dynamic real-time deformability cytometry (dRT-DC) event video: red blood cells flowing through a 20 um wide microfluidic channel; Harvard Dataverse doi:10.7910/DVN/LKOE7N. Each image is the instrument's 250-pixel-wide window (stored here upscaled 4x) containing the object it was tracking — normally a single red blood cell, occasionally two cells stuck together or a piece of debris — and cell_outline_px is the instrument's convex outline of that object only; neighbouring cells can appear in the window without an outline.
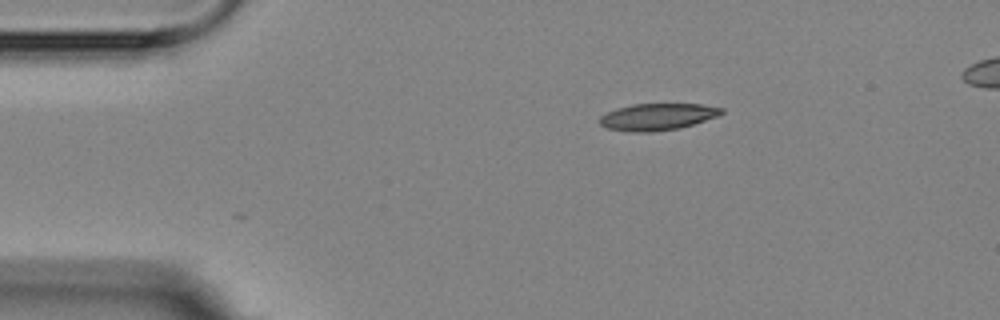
{"species": "Egyptian fruit bat (a non-hibernating species)", "species_latin": "Rousettus aegyptiacus", "temperature_condition": "room temperature", "stored_images_in_passage": 4, "camera_frame_rate_fps": 3000, "um_per_image_px": 0.085, "animal": {"sex": "female"}, "frame": {"image": 1, "passage_image": 1, "time_ms": 0.0, "image_size_px": [1000, 320], "cell_outline_px": [[724, 112], [716, 116], [680, 128], [652, 132], [628, 132], [608, 128], [600, 124], [600, 116], [616, 108], [632, 104], [704, 104], [724, 108]], "centroid_in_image_um": [55.87, 9.92], "position_along_channel_um": 29.1, "area_um2": 18.96}}
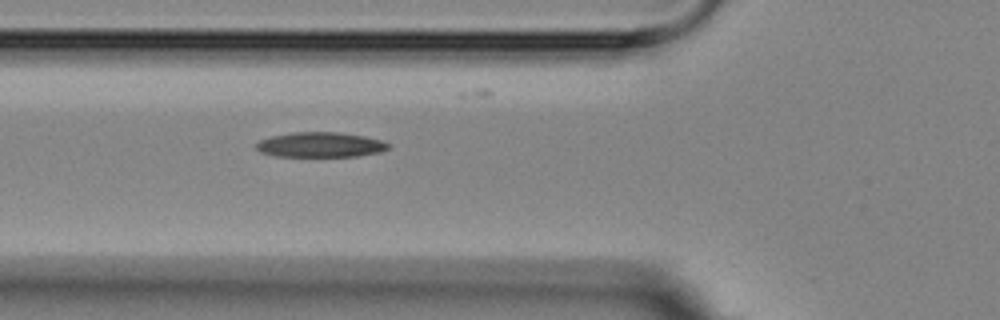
{"frame": {"image": 2, "passage_image": 4, "time_ms": 3.333, "image_size_px": [1000, 320], "cell_outline_px": [[388, 148], [380, 152], [356, 156], [276, 156], [260, 152], [256, 148], [256, 144], [260, 140], [272, 136], [292, 132], [340, 132], [364, 136], [380, 140], [388, 144]], "centroid_in_image_um": [27.2, 12.3], "position_along_channel_um": 98.6, "area_um2": 19.07}}